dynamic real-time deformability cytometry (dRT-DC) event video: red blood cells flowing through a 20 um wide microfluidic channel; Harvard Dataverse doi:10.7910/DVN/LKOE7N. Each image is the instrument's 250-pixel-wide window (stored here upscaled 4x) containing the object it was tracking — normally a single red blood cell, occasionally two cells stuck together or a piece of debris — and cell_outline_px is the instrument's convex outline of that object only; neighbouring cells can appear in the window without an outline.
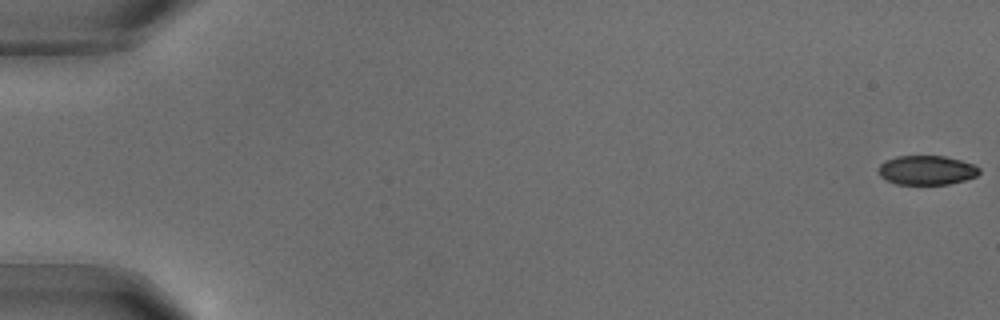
{"species": "common noctule bat (a hibernating species)", "species_latin": "Nyctalus noctula", "temperature_condition": "warm", "stored_images_in_passage": 38, "camera_frame_rate_fps": 3000, "um_per_image_px": 0.085, "animal": {"sex": "male", "body_mass_g": 18.8}, "frame": {"image": 1, "passage_image": 1, "time_ms": 0.0, "image_size_px": [1000, 320], "cell_outline_px": [[980, 172], [976, 176], [964, 180], [948, 184], [896, 184], [880, 176], [880, 164], [884, 160], [896, 156], [944, 156], [960, 160], [972, 164], [980, 168]], "centroid_in_image_um": [78.77, 14.46], "position_along_channel_um": 6.2, "area_um2": 17.05}}
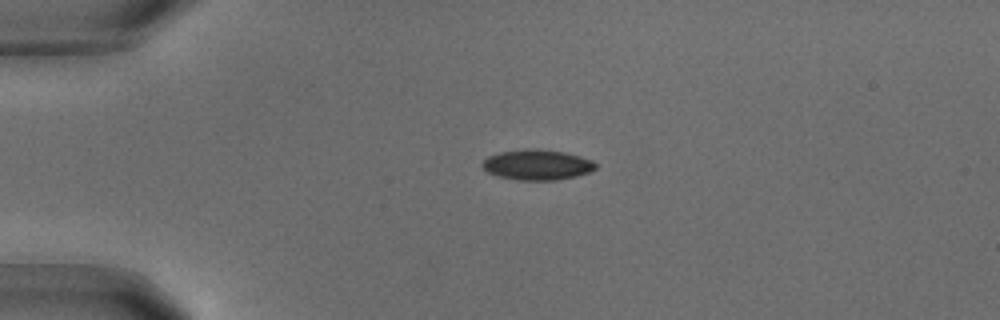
{"frame": {"image": 2, "passage_image": 22, "time_ms": 7.0, "image_size_px": [1000, 320], "cell_outline_px": [[596, 168], [588, 172], [576, 176], [556, 180], [516, 180], [500, 176], [488, 172], [480, 164], [488, 156], [500, 152], [524, 148], [536, 148], [564, 152], [580, 156], [592, 160], [596, 164]], "centroid_in_image_um": [45.65, 13.99], "position_along_channel_um": 39.4, "area_um2": 20.06}}
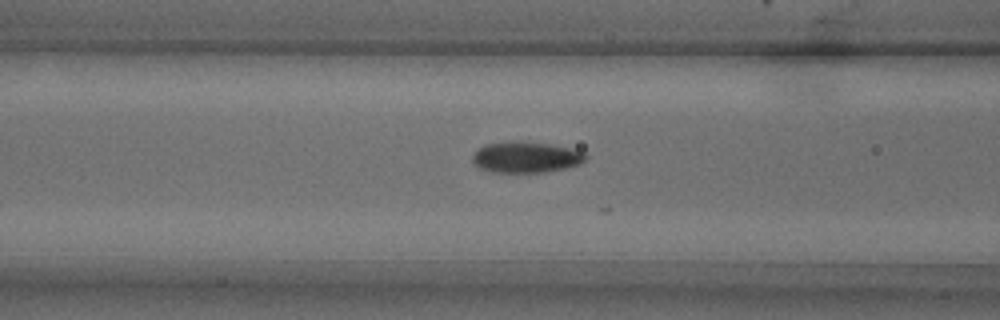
{"frame": {"image": 3, "passage_image": 37, "time_ms": 12.0, "image_size_px": [1000, 320], "cell_outline_px": [[588, 156], [580, 164], [564, 168], [544, 172], [492, 172], [476, 168], [472, 160], [472, 152], [476, 148], [484, 144], [512, 140], [516, 140], [548, 144], [572, 148], [584, 152]], "centroid_in_image_um": [44.63, 13.34], "position_along_channel_um": 122.0, "area_um2": 20.87}}